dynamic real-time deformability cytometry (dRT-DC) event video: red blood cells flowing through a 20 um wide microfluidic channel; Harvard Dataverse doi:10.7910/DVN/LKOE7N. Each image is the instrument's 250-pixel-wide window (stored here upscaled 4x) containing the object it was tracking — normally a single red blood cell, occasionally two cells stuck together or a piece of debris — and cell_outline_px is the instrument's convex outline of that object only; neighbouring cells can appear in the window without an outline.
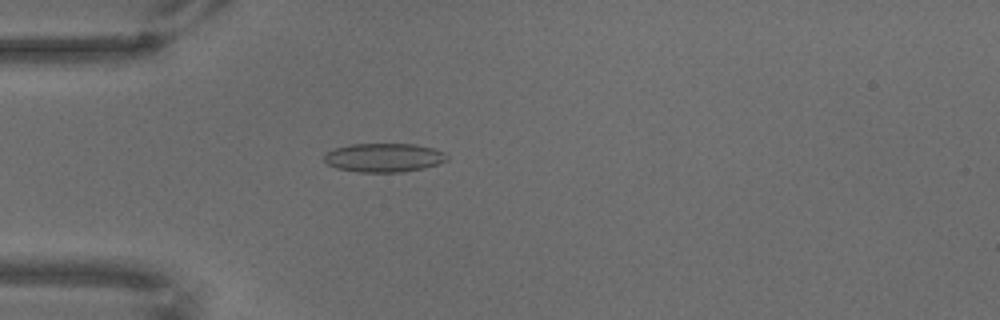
{"species": "common noctule bat (a hibernating species)", "species_latin": "Nyctalus noctula", "temperature_condition": "warm", "stored_images_in_passage": 54, "camera_frame_rate_fps": 3000, "um_per_image_px": 0.085, "animal": {"sex": "male", "body_mass_g": 18.8}, "frame": {"image": 1, "passage_image": 6, "time_ms": 1.667, "image_size_px": [1000, 320], "cell_outline_px": [[448, 160], [424, 168], [404, 172], [356, 172], [336, 168], [328, 164], [324, 160], [324, 152], [332, 148], [352, 144], [416, 144], [432, 148], [444, 152], [448, 156]], "centroid_in_image_um": [32.59, 13.4], "position_along_channel_um": 52.4, "area_um2": 20.81}}
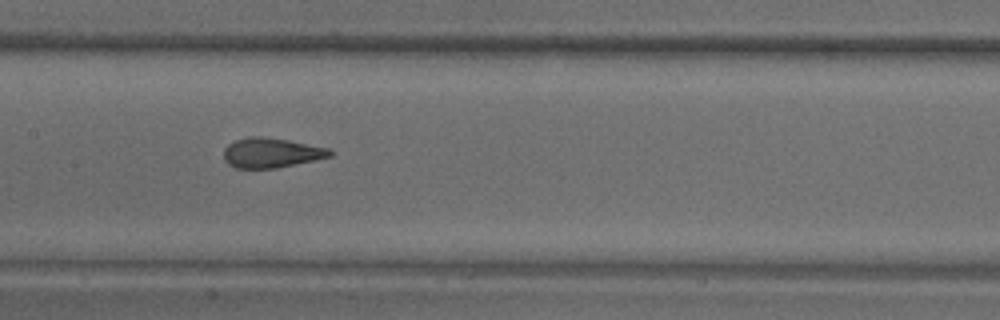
{"frame": {"image": 2, "passage_image": 20, "time_ms": 6.333, "image_size_px": [1000, 320], "cell_outline_px": [[332, 156], [276, 168], [236, 168], [228, 164], [224, 160], [224, 148], [228, 144], [236, 140], [248, 136], [264, 136], [288, 140], [328, 148], [332, 152]], "centroid_in_image_um": [23.02, 12.98], "position_along_channel_um": 184.4, "area_um2": 18.38}}
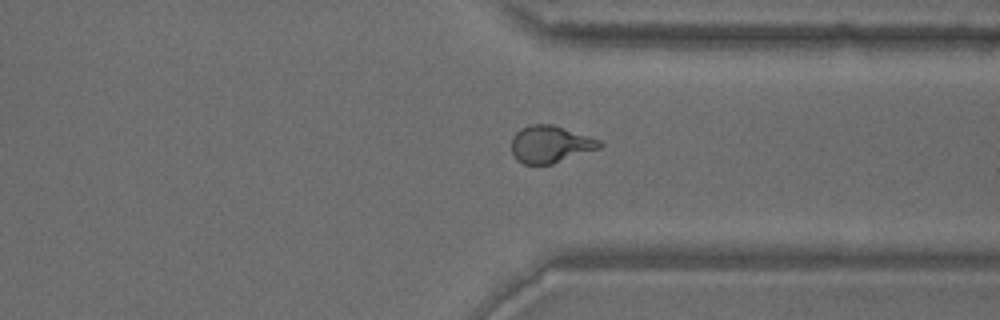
{"frame": {"image": 3, "passage_image": 38, "time_ms": 12.333, "image_size_px": [1000, 320], "cell_outline_px": [[604, 144], [600, 148], [552, 164], [524, 164], [516, 160], [512, 152], [512, 136], [520, 128], [532, 124], [552, 124], [600, 140]], "centroid_in_image_um": [46.76, 12.26], "position_along_channel_um": 364.6, "area_um2": 19.02}}